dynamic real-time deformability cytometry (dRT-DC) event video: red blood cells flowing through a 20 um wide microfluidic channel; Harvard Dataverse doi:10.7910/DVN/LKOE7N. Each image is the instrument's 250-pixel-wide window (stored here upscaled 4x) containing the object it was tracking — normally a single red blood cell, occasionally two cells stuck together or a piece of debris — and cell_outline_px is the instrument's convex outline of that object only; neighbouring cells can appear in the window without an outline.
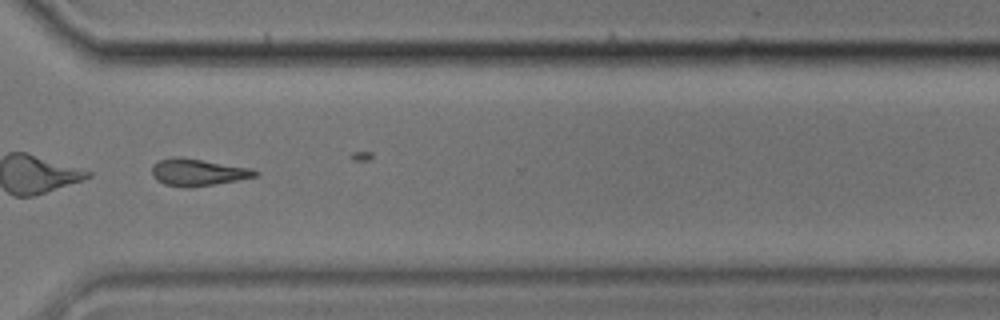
{"species": "common noctule bat (a hibernating species)", "species_latin": "Nyctalus noctula", "temperature_condition": "cold", "stored_images_in_passage": 45, "segment_of_instrument_passage": [2, 2], "camera_frame_rate_fps": 3000, "um_per_image_px": 0.085, "animal": {"sex": "male", "body_mass_g": 17.9}, "frame": {"image": 1, "passage_image": 43, "time_ms": 14.0, "image_size_px": [1000, 320], "cell_outline_px": [[260, 172], [256, 176], [240, 180], [192, 188], [184, 188], [164, 184], [156, 180], [152, 176], [152, 164], [160, 160], [172, 156], [180, 156], [252, 168]], "centroid_in_image_um": [16.8, 14.65], "position_along_channel_um": 353.8, "area_um2": 16.65}}